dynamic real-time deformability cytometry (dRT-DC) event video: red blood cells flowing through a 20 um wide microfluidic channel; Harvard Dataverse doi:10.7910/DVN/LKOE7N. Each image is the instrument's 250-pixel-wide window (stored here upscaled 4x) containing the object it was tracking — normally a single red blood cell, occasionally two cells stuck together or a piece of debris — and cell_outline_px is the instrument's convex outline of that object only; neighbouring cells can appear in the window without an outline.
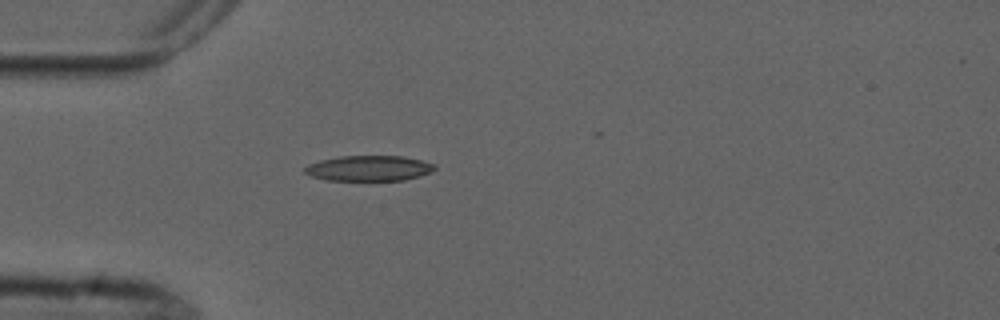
{"species": "common noctule bat (a hibernating species)", "species_latin": "Nyctalus noctula", "temperature_condition": "cold", "stored_images_in_passage": 1, "camera_frame_rate_fps": 3000, "um_per_image_px": 0.085, "animal": {"sex": "male", "forearm_length_mm": 52.5}, "frame": {"image": 1, "passage_image": 1, "time_ms": 0.0, "image_size_px": [1000, 320], "cell_outline_px": [[436, 168], [420, 176], [404, 180], [328, 180], [312, 176], [304, 172], [304, 168], [308, 164], [320, 160], [340, 156], [404, 156], [436, 164]], "centroid_in_image_um": [31.35, 14.29], "position_along_channel_um": 53.6, "area_um2": 19.13}}